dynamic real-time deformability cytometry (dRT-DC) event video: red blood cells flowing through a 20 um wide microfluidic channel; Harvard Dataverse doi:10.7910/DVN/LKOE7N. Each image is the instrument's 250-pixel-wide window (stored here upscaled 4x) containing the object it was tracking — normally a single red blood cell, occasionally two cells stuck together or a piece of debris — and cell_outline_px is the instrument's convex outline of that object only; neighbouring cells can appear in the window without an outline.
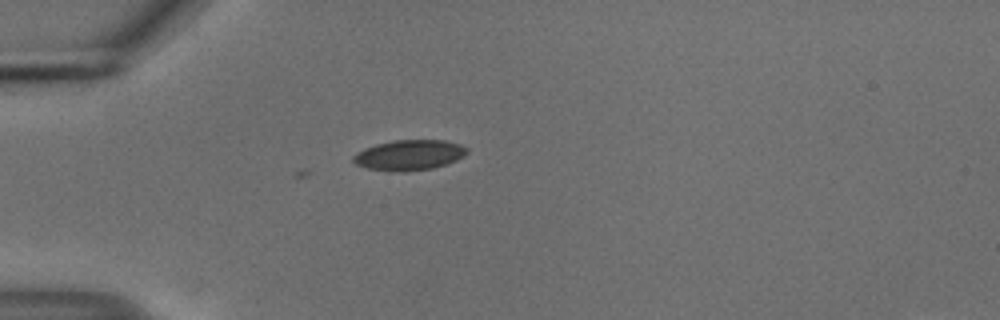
{"species": "common noctule bat (a hibernating species)", "species_latin": "Nyctalus noctula", "temperature_condition": "cold", "stored_images_in_passage": 3, "camera_frame_rate_fps": 3000, "um_per_image_px": 0.085, "animal": {"sex": "male", "body_mass_g": 18.8}, "frame": {"image": 1, "passage_image": 1, "time_ms": 0.0, "image_size_px": [1000, 320], "cell_outline_px": [[468, 152], [464, 156], [448, 164], [432, 168], [404, 172], [388, 172], [368, 168], [356, 164], [352, 160], [352, 156], [356, 152], [364, 148], [376, 144], [392, 140], [444, 140], [460, 144], [468, 148]], "centroid_in_image_um": [34.77, 13.18], "position_along_channel_um": 50.2, "area_um2": 20.4}}